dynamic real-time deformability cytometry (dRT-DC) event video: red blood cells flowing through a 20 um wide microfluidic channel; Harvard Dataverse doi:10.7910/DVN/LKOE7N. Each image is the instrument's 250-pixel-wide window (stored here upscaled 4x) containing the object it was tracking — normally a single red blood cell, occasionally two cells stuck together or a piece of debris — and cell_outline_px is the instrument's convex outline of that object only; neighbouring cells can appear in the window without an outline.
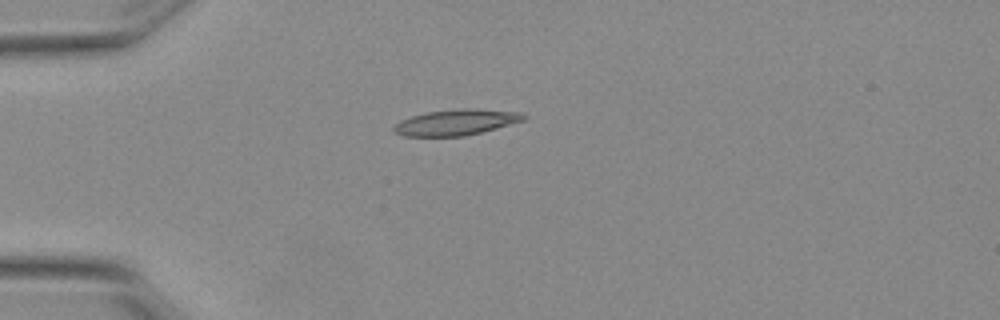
{"species": "Egyptian fruit bat (a non-hibernating species)", "species_latin": "Rousettus aegyptiacus", "temperature_condition": "warm", "stored_images_in_passage": 5, "camera_frame_rate_fps": 3000, "um_per_image_px": 0.085, "animal": {"sex": "female"}, "frame": {"image": 1, "passage_image": 4, "time_ms": 1.0, "image_size_px": [1000, 320], "cell_outline_px": [[528, 116], [524, 120], [496, 128], [464, 136], [404, 136], [396, 132], [392, 128], [400, 120], [424, 112], [464, 108], [472, 108], [524, 112]], "centroid_in_image_um": [38.8, 10.38], "position_along_channel_um": 46.2, "area_um2": 19.54}}